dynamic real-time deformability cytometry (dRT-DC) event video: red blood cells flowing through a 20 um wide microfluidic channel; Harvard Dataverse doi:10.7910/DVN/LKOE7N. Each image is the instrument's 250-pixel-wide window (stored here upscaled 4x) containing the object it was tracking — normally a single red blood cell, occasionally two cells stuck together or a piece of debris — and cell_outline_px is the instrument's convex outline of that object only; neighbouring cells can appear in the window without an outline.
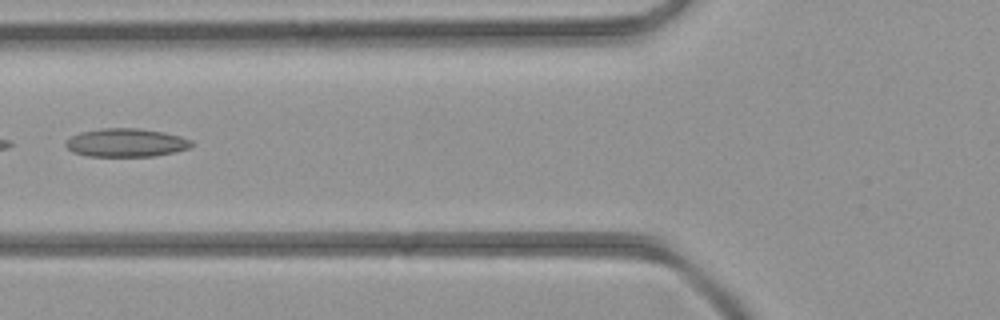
{"species": "common noctule bat (a hibernating species)", "species_latin": "Nyctalus noctula", "temperature_condition": "room temperature", "stored_images_in_passage": 4, "camera_frame_rate_fps": 3000, "um_per_image_px": 0.085, "animal": {"sex": "female", "body_mass_g": 21.9}, "frame": {"image": 1, "passage_image": 4, "time_ms": 3.333, "image_size_px": [1000, 320], "cell_outline_px": [[192, 144], [188, 148], [156, 156], [88, 156], [72, 152], [64, 144], [72, 136], [80, 132], [104, 128], [136, 128], [164, 132], [180, 136], [192, 140]], "centroid_in_image_um": [10.71, 12.13], "position_along_channel_um": 115.1, "area_um2": 20.63}}